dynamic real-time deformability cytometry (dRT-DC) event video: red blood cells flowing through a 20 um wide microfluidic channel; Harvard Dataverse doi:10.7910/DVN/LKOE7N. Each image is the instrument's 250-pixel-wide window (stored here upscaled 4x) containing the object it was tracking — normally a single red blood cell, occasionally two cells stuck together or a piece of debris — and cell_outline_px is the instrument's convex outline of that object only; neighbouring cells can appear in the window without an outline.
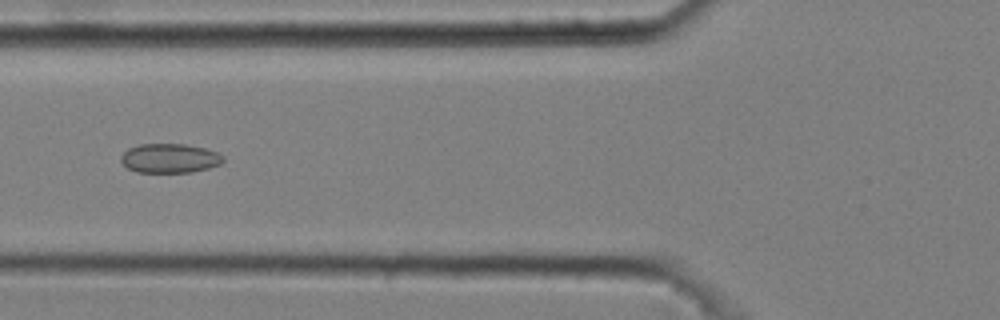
{"species": "common noctule bat (a hibernating species)", "species_latin": "Nyctalus noctula", "temperature_condition": "cold", "stored_images_in_passage": 8, "camera_frame_rate_fps": 3000, "um_per_image_px": 0.085, "animal": {"sex": "male", "body_mass_g": 20.4}, "frame": {"image": 1, "passage_image": 6, "time_ms": 1.667, "image_size_px": [1000, 320], "cell_outline_px": [[224, 160], [220, 164], [208, 168], [192, 172], [136, 172], [128, 168], [120, 160], [120, 156], [128, 148], [140, 144], [184, 144], [204, 148], [216, 152], [224, 156]], "centroid_in_image_um": [14.41, 13.45], "position_along_channel_um": 111.4, "area_um2": 17.4}}
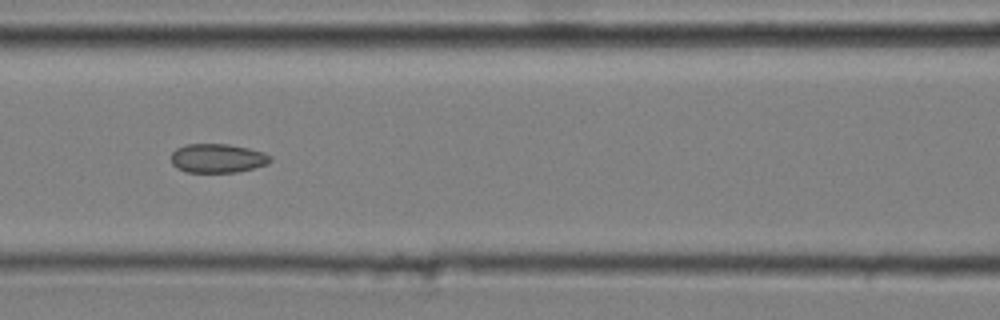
{"frame": {"image": 2, "passage_image": 7, "time_ms": 2.0, "image_size_px": [1000, 320], "cell_outline_px": [[272, 160], [268, 164], [236, 172], [188, 172], [176, 168], [172, 164], [172, 152], [176, 148], [184, 144], [228, 144], [248, 148], [264, 152], [272, 156]], "centroid_in_image_um": [18.5, 13.44], "position_along_channel_um": 148.1, "area_um2": 16.82}}
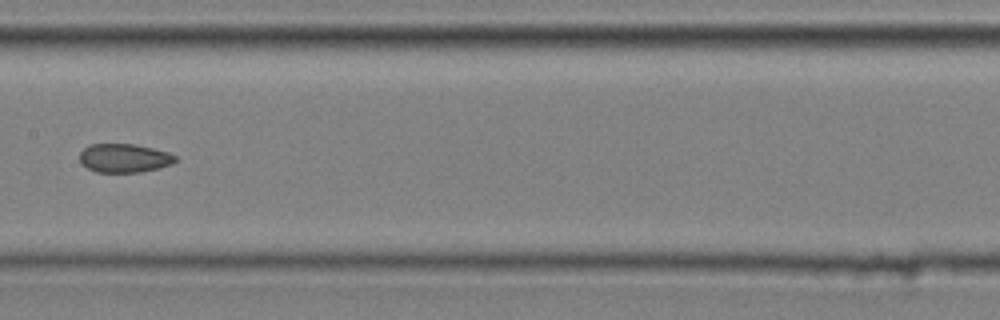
{"frame": {"image": 3, "passage_image": 8, "time_ms": 2.333, "image_size_px": [1000, 320], "cell_outline_px": [[176, 160], [172, 164], [160, 168], [140, 172], [96, 172], [80, 164], [80, 152], [88, 144], [136, 144], [168, 152], [176, 156]], "centroid_in_image_um": [10.55, 13.44], "position_along_channel_um": 196.9, "area_um2": 16.13}}